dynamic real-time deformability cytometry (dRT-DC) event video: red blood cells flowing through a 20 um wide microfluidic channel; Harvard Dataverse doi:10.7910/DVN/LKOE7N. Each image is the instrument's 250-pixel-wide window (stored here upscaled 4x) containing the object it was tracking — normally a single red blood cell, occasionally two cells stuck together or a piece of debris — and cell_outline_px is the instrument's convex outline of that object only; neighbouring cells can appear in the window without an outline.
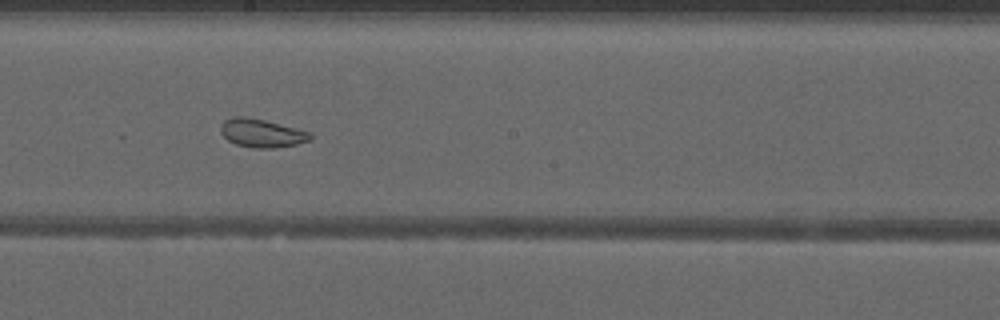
{"species": "common noctule bat (a hibernating species)", "species_latin": "Nyctalus noctula", "temperature_condition": "warm", "stored_images_in_passage": 37, "segment_of_instrument_passage": [1, 2], "camera_frame_rate_fps": 3000, "um_per_image_px": 0.085, "animal": {"sex": "male", "forearm_length_mm": 52.5}, "frame": {"image": 1, "passage_image": 14, "time_ms": 4.333, "image_size_px": [1000, 320], "cell_outline_px": [[312, 140], [296, 144], [272, 148], [252, 148], [236, 144], [228, 140], [220, 132], [220, 128], [224, 120], [236, 116], [244, 116], [264, 120], [308, 132], [312, 136]], "centroid_in_image_um": [22.21, 11.32], "position_along_channel_um": 226.0, "area_um2": 14.57}}
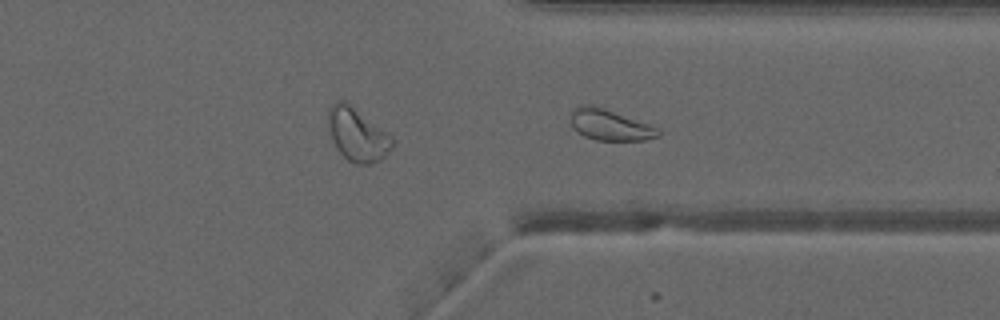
{"frame": {"image": 2, "passage_image": 24, "time_ms": 7.667, "image_size_px": [1000, 320], "cell_outline_px": [[660, 136], [644, 140], [596, 140], [584, 136], [572, 128], [572, 108], [580, 104], [584, 104], [604, 108], [660, 128]], "centroid_in_image_um": [51.85, 10.62], "position_along_channel_um": 359.6, "area_um2": 15.72}}
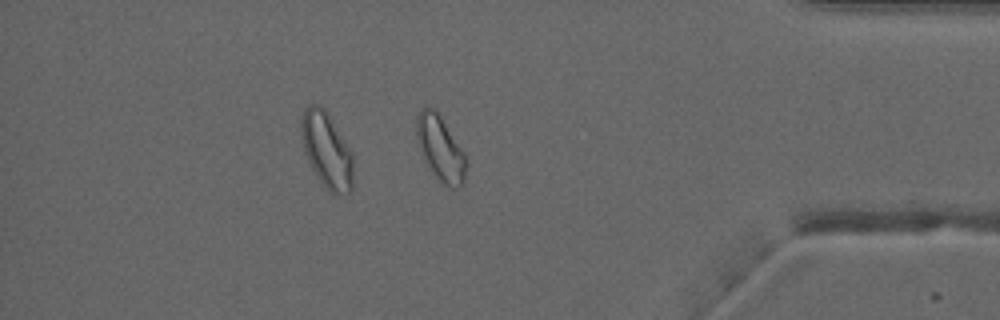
{"frame": {"image": 3, "passage_image": 29, "time_ms": 9.333, "image_size_px": [1000, 320], "cell_outline_px": [[464, 180], [456, 188], [452, 188], [444, 184], [436, 176], [428, 164], [416, 140], [416, 116], [424, 108], [436, 108], [464, 152]], "centroid_in_image_um": [37.41, 12.55], "position_along_channel_um": 397.8, "area_um2": 18.09}}